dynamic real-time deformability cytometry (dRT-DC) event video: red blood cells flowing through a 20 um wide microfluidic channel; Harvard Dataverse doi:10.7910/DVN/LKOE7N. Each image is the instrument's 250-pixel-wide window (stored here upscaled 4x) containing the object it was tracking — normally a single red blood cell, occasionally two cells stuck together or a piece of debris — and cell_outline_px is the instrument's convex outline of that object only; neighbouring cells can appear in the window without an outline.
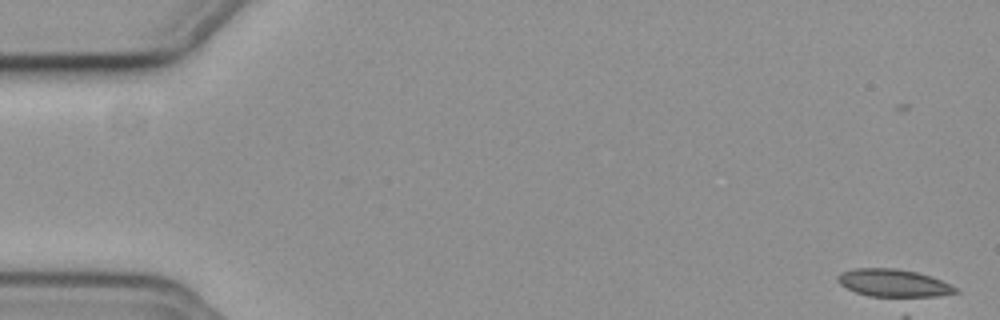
{"species": "common noctule bat (a hibernating species)", "species_latin": "Nyctalus noctula", "temperature_condition": "cold", "stored_images_in_passage": 3, "camera_frame_rate_fps": 3000, "um_per_image_px": 0.085, "animal": {"sex": "female", "body_mass_g": 19.3, "forearm_length_mm": 54.1}, "frame": {"image": 1, "passage_image": 1, "time_ms": 0.0, "image_size_px": [1000, 320], "cell_outline_px": [[960, 292], [940, 296], [908, 300], [900, 300], [868, 296], [856, 292], [840, 284], [836, 280], [836, 276], [840, 272], [852, 268], [896, 268], [916, 272], [932, 276], [956, 288]], "centroid_in_image_um": [75.96, 24.11], "position_along_channel_um": 9.0, "area_um2": 20.06}}